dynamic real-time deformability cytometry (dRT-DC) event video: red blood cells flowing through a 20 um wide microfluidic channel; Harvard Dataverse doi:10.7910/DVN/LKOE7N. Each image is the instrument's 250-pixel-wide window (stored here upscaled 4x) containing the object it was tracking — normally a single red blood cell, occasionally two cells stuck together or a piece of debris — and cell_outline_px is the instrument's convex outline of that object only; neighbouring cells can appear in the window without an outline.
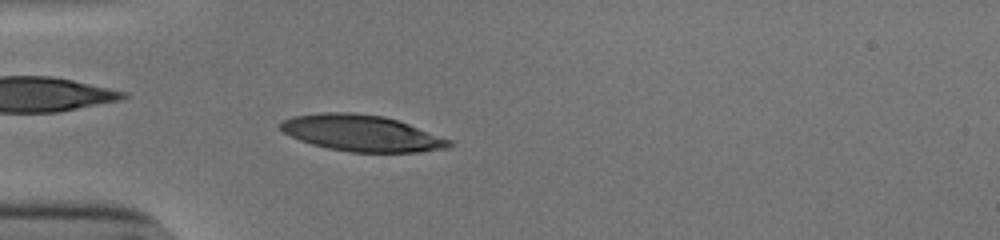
{"species": "human", "species_latin": "Homo sapiens", "temperature_condition": "cold", "stored_images_in_passage": 51, "camera_frame_rate_fps": 3000, "um_per_image_px": 0.085, "donor": {"sex": "male"}, "frame": {"image": 1, "passage_image": 15, "time_ms": 4.667, "image_size_px": [1000, 240], "cell_outline_px": [[452, 144], [448, 148], [420, 152], [352, 152], [328, 148], [312, 144], [300, 140], [284, 132], [280, 128], [280, 124], [284, 120], [292, 116], [320, 112], [352, 112], [384, 116], [408, 124], [452, 140]], "centroid_in_image_um": [30.74, 11.31], "position_along_channel_um": 54.3, "area_um2": 35.49}}
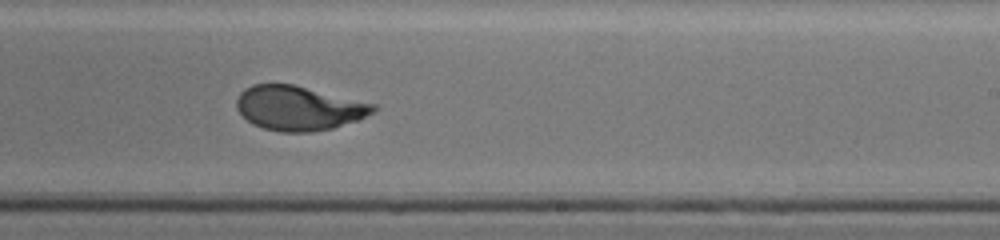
{"frame": {"image": 2, "passage_image": 32, "time_ms": 10.333, "image_size_px": [1000, 240], "cell_outline_px": [[380, 108], [360, 120], [332, 128], [312, 132], [280, 132], [264, 128], [252, 124], [236, 108], [236, 100], [240, 92], [244, 88], [252, 84], [292, 84], [376, 104]], "centroid_in_image_um": [25.41, 9.19], "position_along_channel_um": 263.6, "area_um2": 35.49}}
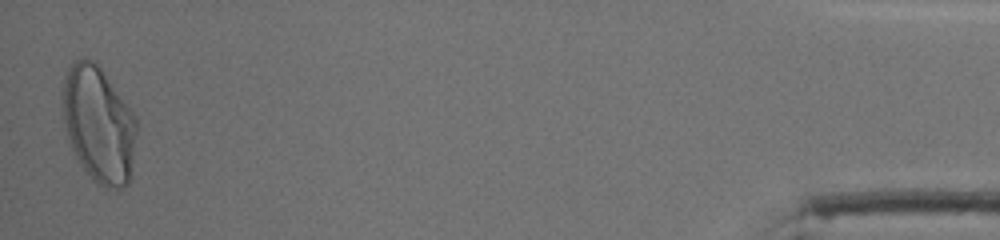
{"frame": {"image": 3, "passage_image": 51, "time_ms": 16.667, "image_size_px": [1000, 240], "cell_outline_px": [[136, 132], [132, 168], [128, 184], [120, 188], [104, 188], [92, 180], [76, 156], [72, 148], [68, 136], [64, 120], [60, 96], [60, 92], [64, 76], [68, 64], [84, 56], [92, 60], [100, 68], [136, 116]], "centroid_in_image_um": [8.35, 10.54], "position_along_channel_um": 426.8, "area_um2": 50.23}, "authors_computed_cell_mechanics": {"area_um2": 35.547, "velocity_mm_per_s": 3.9014, "shape_relaxation_time_tau1_ms": 4.1162, "shape_relaxation_time_tau2_ms": 0.6976, "deformation_change_tau1": 0.1961, "deformation_change_tau2": 0.0621}}